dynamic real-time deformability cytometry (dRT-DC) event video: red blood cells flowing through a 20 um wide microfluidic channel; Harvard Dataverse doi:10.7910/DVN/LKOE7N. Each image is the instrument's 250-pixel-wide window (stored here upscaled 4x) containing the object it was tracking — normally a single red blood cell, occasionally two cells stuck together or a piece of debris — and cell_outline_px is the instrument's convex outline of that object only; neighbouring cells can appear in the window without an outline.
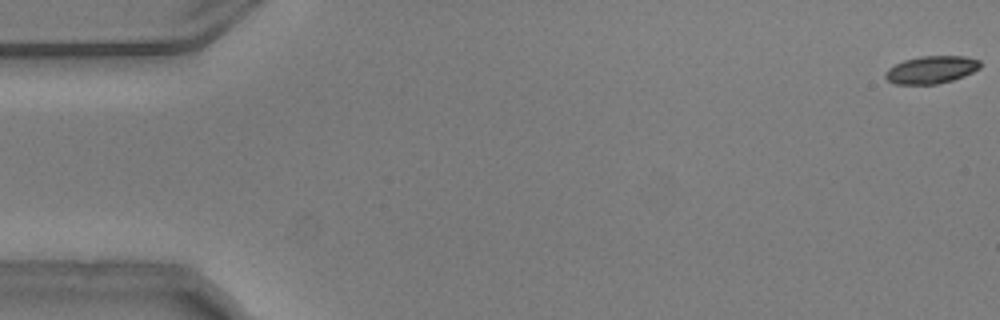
{"species": "common noctule bat (a hibernating species)", "species_latin": "Nyctalus noctula", "temperature_condition": "warm", "stored_images_in_passage": 44, "camera_frame_rate_fps": 3000, "um_per_image_px": 0.085, "animal": {"sex": "male", "body_mass_g": 20.5, "forearm_length_mm": 52.5}, "frame": {"image": 1, "passage_image": 1, "time_ms": 0.0, "image_size_px": [1000, 320], "cell_outline_px": [[980, 68], [964, 76], [952, 80], [936, 84], [896, 84], [888, 80], [884, 76], [884, 72], [888, 68], [904, 60], [920, 56], [964, 56], [980, 60]], "centroid_in_image_um": [79.15, 5.92], "position_along_channel_um": 5.9, "area_um2": 15.2}}
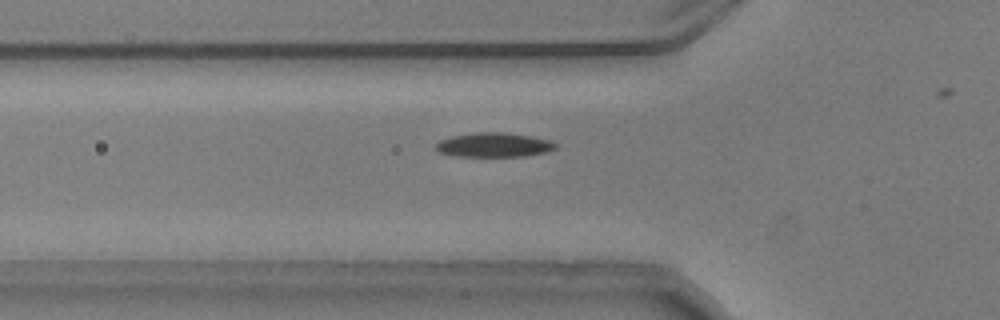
{"frame": {"image": 2, "passage_image": 19, "time_ms": 6.0, "image_size_px": [1000, 320], "cell_outline_px": [[556, 148], [548, 152], [524, 156], [460, 156], [440, 152], [436, 148], [436, 144], [440, 140], [452, 136], [476, 132], [504, 132], [532, 136], [548, 140], [556, 144]], "centroid_in_image_um": [42.01, 12.31], "position_along_channel_um": 83.8, "area_um2": 16.82}}
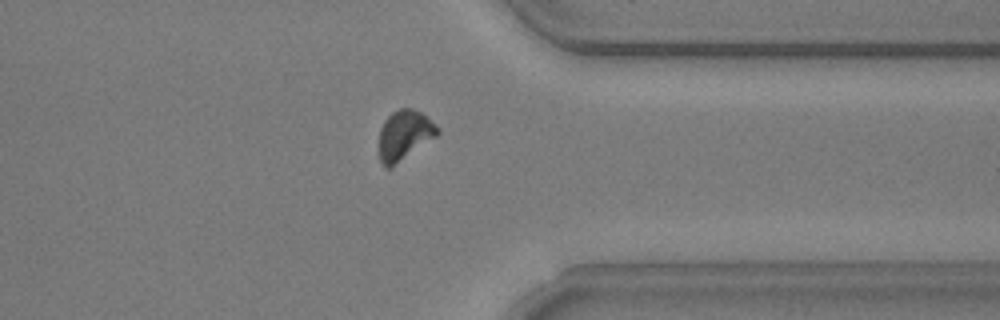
{"frame": {"image": 3, "passage_image": 43, "time_ms": 14.0, "image_size_px": [1000, 320], "cell_outline_px": [[440, 132], [436, 136], [392, 168], [388, 168], [380, 164], [380, 128], [384, 120], [392, 112], [400, 108], [412, 108], [420, 112], [440, 128]], "centroid_in_image_um": [34.37, 11.5], "position_along_channel_um": 377.0, "area_um2": 16.94}}